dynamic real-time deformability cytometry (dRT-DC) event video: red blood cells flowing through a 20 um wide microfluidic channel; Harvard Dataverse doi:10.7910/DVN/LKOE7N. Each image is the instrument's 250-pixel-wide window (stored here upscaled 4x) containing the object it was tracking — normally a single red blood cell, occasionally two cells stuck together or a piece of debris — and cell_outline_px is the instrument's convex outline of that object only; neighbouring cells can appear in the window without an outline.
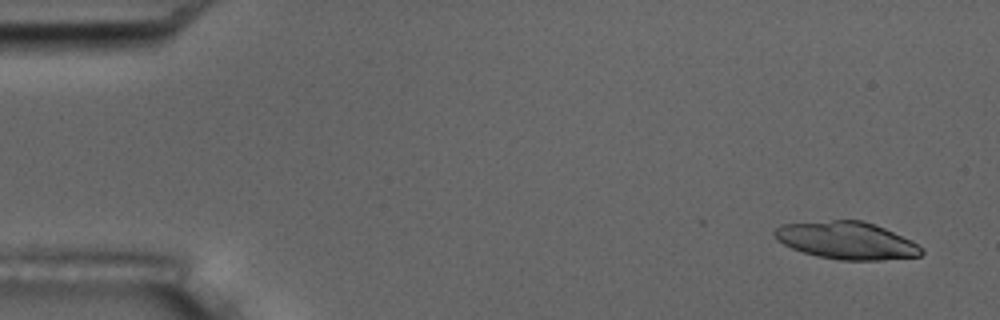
{"species": "common noctule bat (a hibernating species)", "species_latin": "Nyctalus noctula", "temperature_condition": "room temperature", "stored_images_in_passage": 5, "camera_frame_rate_fps": 3000, "um_per_image_px": 0.085, "animal": {"sex": "male", "body_mass_g": 17.5, "forearm_length_mm": 52.3}, "frame": {"image": 1, "passage_image": 1, "time_ms": 0.0, "image_size_px": [1000, 320], "cell_outline_px": [[924, 252], [920, 256], [880, 260], [840, 260], [816, 256], [792, 248], [776, 240], [772, 232], [780, 224], [832, 220], [864, 220], [884, 228], [912, 240], [924, 248]], "centroid_in_image_um": [71.97, 20.44], "position_along_channel_um": 13.0, "area_um2": 32.19}}